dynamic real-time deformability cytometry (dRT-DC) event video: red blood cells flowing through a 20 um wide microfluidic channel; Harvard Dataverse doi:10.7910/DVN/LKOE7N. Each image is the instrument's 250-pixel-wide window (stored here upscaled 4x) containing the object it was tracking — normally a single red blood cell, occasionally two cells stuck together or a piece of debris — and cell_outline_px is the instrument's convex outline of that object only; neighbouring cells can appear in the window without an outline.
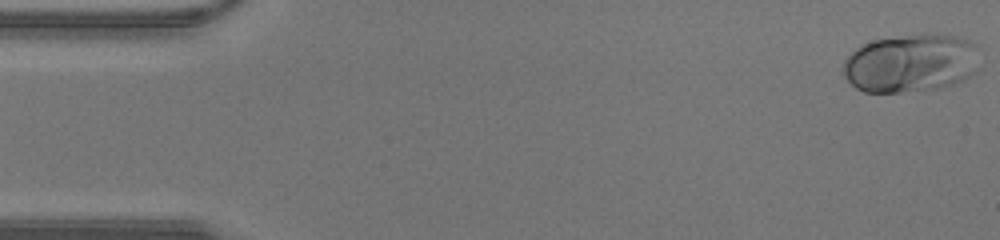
{"species": "human", "species_latin": "Homo sapiens", "temperature_condition": "warm", "stored_images_in_passage": 42, "camera_frame_rate_fps": 3000, "um_per_image_px": 0.085, "donor": {"sex": "male"}, "frame": {"image": 1, "passage_image": 1, "time_ms": 0.0, "image_size_px": [1000, 240], "cell_outline_px": [[980, 68], [976, 72], [964, 80], [940, 88], [900, 92], [864, 92], [856, 88], [840, 72], [844, 60], [856, 48], [872, 40], [920, 32], [964, 36], [976, 44]], "centroid_in_image_um": [77.46, 5.34], "position_along_channel_um": 7.5, "area_um2": 47.51}}
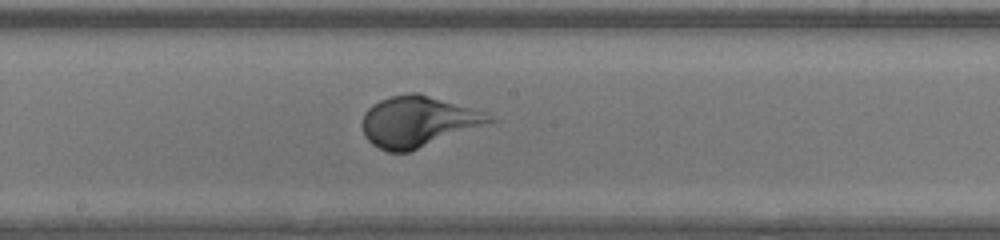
{"frame": {"image": 2, "passage_image": 22, "time_ms": 7.0, "image_size_px": [1000, 240], "cell_outline_px": [[500, 120], [408, 152], [388, 152], [372, 144], [364, 136], [360, 124], [364, 112], [372, 104], [380, 100], [392, 96], [408, 92], [420, 92], [488, 112]], "centroid_in_image_um": [35.56, 10.31], "position_along_channel_um": 212.6, "area_um2": 38.26}}
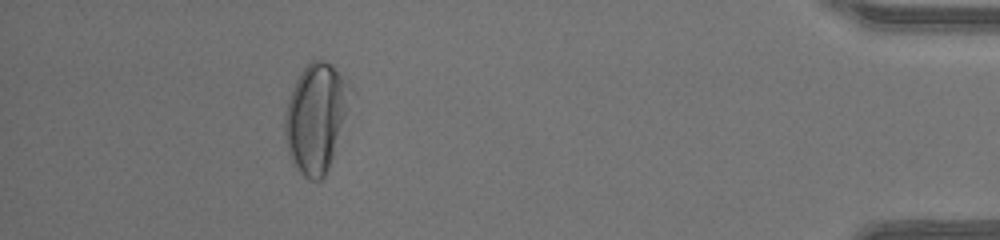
{"frame": {"image": 3, "passage_image": 38, "time_ms": 12.333, "image_size_px": [1000, 240], "cell_outline_px": [[352, 88], [348, 108], [328, 168], [324, 176], [320, 180], [312, 180], [304, 176], [296, 168], [288, 152], [284, 132], [284, 120], [288, 100], [292, 88], [300, 72], [312, 60], [324, 60], [332, 64], [348, 80]], "centroid_in_image_um": [26.85, 9.96], "position_along_channel_um": 408.4, "area_um2": 41.1}}